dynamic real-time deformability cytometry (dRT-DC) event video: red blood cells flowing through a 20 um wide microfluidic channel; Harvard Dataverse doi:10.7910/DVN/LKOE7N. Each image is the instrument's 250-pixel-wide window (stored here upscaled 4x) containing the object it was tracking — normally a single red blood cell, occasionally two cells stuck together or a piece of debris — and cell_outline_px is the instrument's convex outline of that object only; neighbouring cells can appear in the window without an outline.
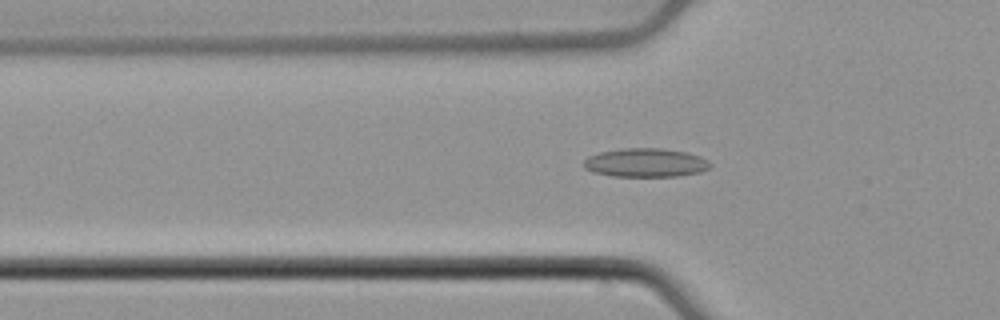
{"species": "common noctule bat (a hibernating species)", "species_latin": "Nyctalus noctula", "temperature_condition": "cold", "stored_images_in_passage": 53, "camera_frame_rate_fps": 3000, "um_per_image_px": 0.085, "animal": {"sex": "male", "body_mass_g": 21.5, "forearm_length_mm": 52.0}, "frame": {"image": 1, "passage_image": 17, "time_ms": 5.333, "image_size_px": [1000, 320], "cell_outline_px": [[712, 164], [708, 168], [700, 172], [680, 176], [612, 176], [592, 172], [584, 168], [584, 160], [588, 156], [600, 152], [624, 148], [660, 148], [688, 152], [700, 156], [708, 160]], "centroid_in_image_um": [54.88, 13.83], "position_along_channel_um": 70.9, "area_um2": 21.27}}
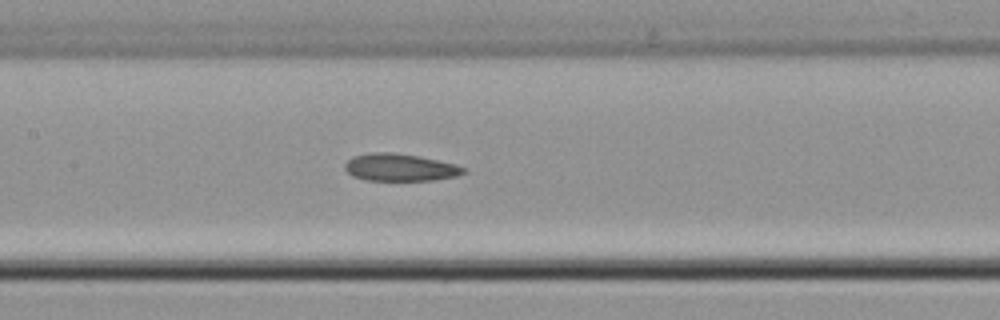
{"frame": {"image": 2, "passage_image": 25, "time_ms": 8.0, "image_size_px": [1000, 320], "cell_outline_px": [[468, 172], [456, 176], [436, 180], [368, 180], [352, 176], [344, 168], [344, 164], [352, 156], [372, 152], [392, 152], [416, 156], [456, 164], [468, 168]], "centroid_in_image_um": [34.02, 14.23], "position_along_channel_um": 173.4, "area_um2": 18.96}}
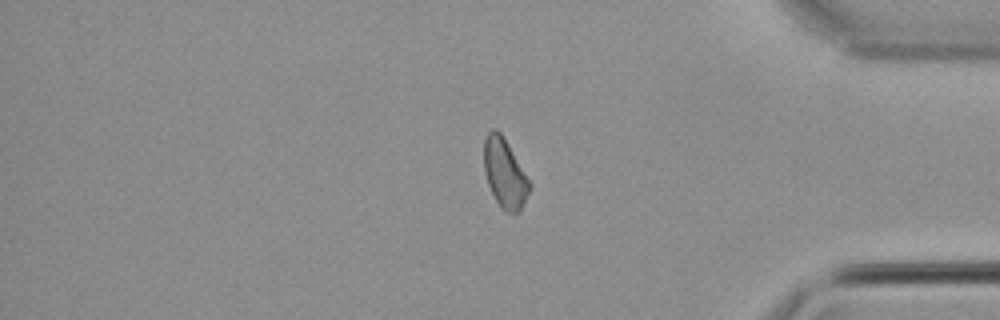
{"frame": {"image": 3, "passage_image": 44, "time_ms": 14.333, "image_size_px": [1000, 320], "cell_outline_px": [[532, 188], [520, 212], [516, 216], [512, 216], [500, 208], [488, 184], [484, 172], [484, 140], [488, 132], [492, 128], [496, 128], [500, 132], [532, 184]], "centroid_in_image_um": [42.92, 14.8], "position_along_channel_um": 392.3, "area_um2": 18.61}, "authors_computed_cell_mechanics": {"area_um2": 19.4208, "velocity_mm_per_s": 3.8546, "shape_relaxation_time_tau1_ms": null, "shape_relaxation_time_tau2_ms": 2.2383, "deformation_change_tau1": null, "deformation_change_tau2": 0.0773}}